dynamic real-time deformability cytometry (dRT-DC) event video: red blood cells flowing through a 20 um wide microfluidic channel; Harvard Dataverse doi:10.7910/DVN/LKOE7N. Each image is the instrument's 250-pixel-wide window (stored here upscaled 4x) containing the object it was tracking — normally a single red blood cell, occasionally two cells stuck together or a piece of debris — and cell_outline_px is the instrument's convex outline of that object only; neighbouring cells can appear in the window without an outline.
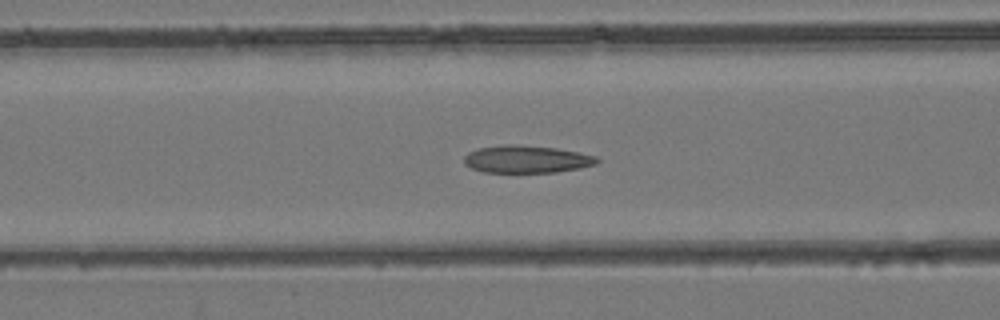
{"species": "common noctule bat (a hibernating species)", "species_latin": "Nyctalus noctula", "temperature_condition": "room temperature", "stored_images_in_passage": 40, "camera_frame_rate_fps": 3000, "um_per_image_px": 0.085, "animal": {"sex": "female", "body_mass_g": 24.6, "forearm_length_mm": 56.2}, "frame": {"image": 1, "passage_image": 12, "time_ms": 3.667, "image_size_px": [1000, 320], "cell_outline_px": [[600, 160], [596, 164], [580, 168], [556, 172], [484, 172], [472, 168], [464, 164], [464, 156], [468, 152], [476, 148], [504, 144], [512, 144], [556, 148], [580, 152], [596, 156]], "centroid_in_image_um": [44.75, 13.52], "position_along_channel_um": 121.9, "area_um2": 21.39}}
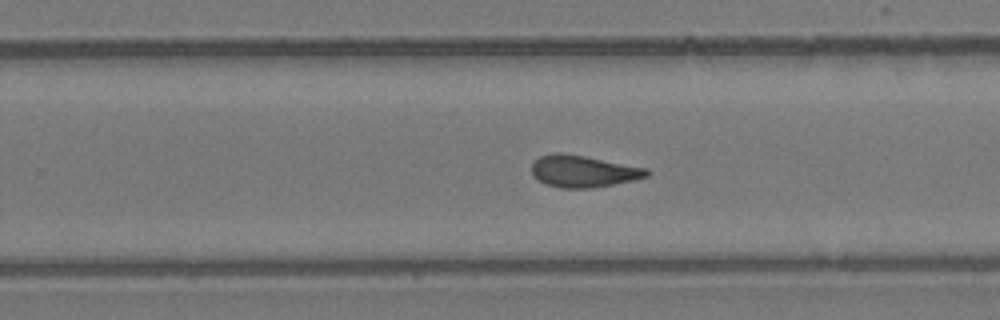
{"frame": {"image": 2, "passage_image": 23, "time_ms": 7.333, "image_size_px": [1000, 320], "cell_outline_px": [[652, 172], [648, 176], [632, 180], [612, 184], [588, 188], [560, 188], [544, 184], [536, 180], [532, 176], [532, 164], [540, 156], [556, 152], [584, 156], [648, 168]], "centroid_in_image_um": [49.55, 14.56], "position_along_channel_um": 280.2, "area_um2": 21.33}}
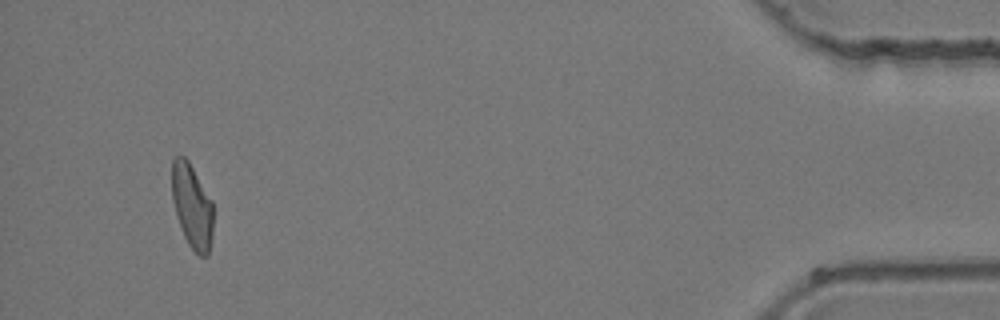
{"frame": {"image": 3, "passage_image": 38, "time_ms": 12.333, "image_size_px": [1000, 320], "cell_outline_px": [[212, 236], [208, 256], [200, 256], [188, 244], [184, 236], [176, 216], [172, 200], [172, 160], [176, 156], [184, 156], [188, 160], [212, 200]], "centroid_in_image_um": [16.31, 17.51], "position_along_channel_um": 418.9, "area_um2": 20.23}}